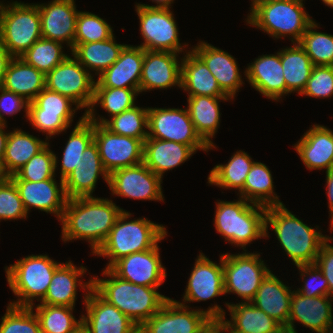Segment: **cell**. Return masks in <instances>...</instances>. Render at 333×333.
Instances as JSON below:
<instances>
[{
	"mask_svg": "<svg viewBox=\"0 0 333 333\" xmlns=\"http://www.w3.org/2000/svg\"><path fill=\"white\" fill-rule=\"evenodd\" d=\"M28 104L29 102L25 100L22 96L5 90L0 86V124L6 125L7 121L4 115L13 116L25 109V116L28 118Z\"/></svg>",
	"mask_w": 333,
	"mask_h": 333,
	"instance_id": "53",
	"label": "cell"
},
{
	"mask_svg": "<svg viewBox=\"0 0 333 333\" xmlns=\"http://www.w3.org/2000/svg\"><path fill=\"white\" fill-rule=\"evenodd\" d=\"M291 47L281 50L283 76L286 82V94L305 89L311 71L314 67L310 57L299 43H292Z\"/></svg>",
	"mask_w": 333,
	"mask_h": 333,
	"instance_id": "39",
	"label": "cell"
},
{
	"mask_svg": "<svg viewBox=\"0 0 333 333\" xmlns=\"http://www.w3.org/2000/svg\"><path fill=\"white\" fill-rule=\"evenodd\" d=\"M311 126L294 149L308 170L328 171L333 167V131L319 124Z\"/></svg>",
	"mask_w": 333,
	"mask_h": 333,
	"instance_id": "29",
	"label": "cell"
},
{
	"mask_svg": "<svg viewBox=\"0 0 333 333\" xmlns=\"http://www.w3.org/2000/svg\"><path fill=\"white\" fill-rule=\"evenodd\" d=\"M326 6H330V8H333V0H322Z\"/></svg>",
	"mask_w": 333,
	"mask_h": 333,
	"instance_id": "63",
	"label": "cell"
},
{
	"mask_svg": "<svg viewBox=\"0 0 333 333\" xmlns=\"http://www.w3.org/2000/svg\"><path fill=\"white\" fill-rule=\"evenodd\" d=\"M162 183V179L142 162L112 172L108 187L118 197L164 201Z\"/></svg>",
	"mask_w": 333,
	"mask_h": 333,
	"instance_id": "16",
	"label": "cell"
},
{
	"mask_svg": "<svg viewBox=\"0 0 333 333\" xmlns=\"http://www.w3.org/2000/svg\"><path fill=\"white\" fill-rule=\"evenodd\" d=\"M84 115L91 123L103 125L114 134L133 137L143 142L148 137V130H146L148 128V108L135 105L111 119H105V117L102 118L99 115L95 117V111H87Z\"/></svg>",
	"mask_w": 333,
	"mask_h": 333,
	"instance_id": "37",
	"label": "cell"
},
{
	"mask_svg": "<svg viewBox=\"0 0 333 333\" xmlns=\"http://www.w3.org/2000/svg\"><path fill=\"white\" fill-rule=\"evenodd\" d=\"M123 209L112 200L96 197L67 199L61 218L62 240L89 242L94 254L104 243Z\"/></svg>",
	"mask_w": 333,
	"mask_h": 333,
	"instance_id": "1",
	"label": "cell"
},
{
	"mask_svg": "<svg viewBox=\"0 0 333 333\" xmlns=\"http://www.w3.org/2000/svg\"><path fill=\"white\" fill-rule=\"evenodd\" d=\"M13 57L8 50L0 42V85L3 82L7 66Z\"/></svg>",
	"mask_w": 333,
	"mask_h": 333,
	"instance_id": "56",
	"label": "cell"
},
{
	"mask_svg": "<svg viewBox=\"0 0 333 333\" xmlns=\"http://www.w3.org/2000/svg\"><path fill=\"white\" fill-rule=\"evenodd\" d=\"M303 286L298 288L297 291L306 297L316 296H329V287L324 274L319 270L315 264L297 265ZM307 276V277H306Z\"/></svg>",
	"mask_w": 333,
	"mask_h": 333,
	"instance_id": "52",
	"label": "cell"
},
{
	"mask_svg": "<svg viewBox=\"0 0 333 333\" xmlns=\"http://www.w3.org/2000/svg\"><path fill=\"white\" fill-rule=\"evenodd\" d=\"M0 86L32 102L45 88V74L28 65L21 57H13Z\"/></svg>",
	"mask_w": 333,
	"mask_h": 333,
	"instance_id": "35",
	"label": "cell"
},
{
	"mask_svg": "<svg viewBox=\"0 0 333 333\" xmlns=\"http://www.w3.org/2000/svg\"><path fill=\"white\" fill-rule=\"evenodd\" d=\"M181 88L188 96L228 97L206 64L190 49L180 58Z\"/></svg>",
	"mask_w": 333,
	"mask_h": 333,
	"instance_id": "33",
	"label": "cell"
},
{
	"mask_svg": "<svg viewBox=\"0 0 333 333\" xmlns=\"http://www.w3.org/2000/svg\"><path fill=\"white\" fill-rule=\"evenodd\" d=\"M27 215L16 185L7 177L0 183V221L25 219Z\"/></svg>",
	"mask_w": 333,
	"mask_h": 333,
	"instance_id": "50",
	"label": "cell"
},
{
	"mask_svg": "<svg viewBox=\"0 0 333 333\" xmlns=\"http://www.w3.org/2000/svg\"><path fill=\"white\" fill-rule=\"evenodd\" d=\"M114 35L111 25L98 15L79 11L74 44L105 41Z\"/></svg>",
	"mask_w": 333,
	"mask_h": 333,
	"instance_id": "48",
	"label": "cell"
},
{
	"mask_svg": "<svg viewBox=\"0 0 333 333\" xmlns=\"http://www.w3.org/2000/svg\"><path fill=\"white\" fill-rule=\"evenodd\" d=\"M332 240L333 237L330 236V238L322 245L314 263L327 280L329 296L331 298H333V246L330 245L329 242Z\"/></svg>",
	"mask_w": 333,
	"mask_h": 333,
	"instance_id": "54",
	"label": "cell"
},
{
	"mask_svg": "<svg viewBox=\"0 0 333 333\" xmlns=\"http://www.w3.org/2000/svg\"><path fill=\"white\" fill-rule=\"evenodd\" d=\"M48 143L47 140H41L21 129L16 128L9 132L2 160V168L6 176L14 175Z\"/></svg>",
	"mask_w": 333,
	"mask_h": 333,
	"instance_id": "38",
	"label": "cell"
},
{
	"mask_svg": "<svg viewBox=\"0 0 333 333\" xmlns=\"http://www.w3.org/2000/svg\"><path fill=\"white\" fill-rule=\"evenodd\" d=\"M93 140L94 123H91L85 118V115H82L74 129H72L66 146L64 147L60 179L64 180L74 167H76L80 161L81 155Z\"/></svg>",
	"mask_w": 333,
	"mask_h": 333,
	"instance_id": "42",
	"label": "cell"
},
{
	"mask_svg": "<svg viewBox=\"0 0 333 333\" xmlns=\"http://www.w3.org/2000/svg\"><path fill=\"white\" fill-rule=\"evenodd\" d=\"M72 333H89L88 330L83 326L80 325L75 331Z\"/></svg>",
	"mask_w": 333,
	"mask_h": 333,
	"instance_id": "61",
	"label": "cell"
},
{
	"mask_svg": "<svg viewBox=\"0 0 333 333\" xmlns=\"http://www.w3.org/2000/svg\"><path fill=\"white\" fill-rule=\"evenodd\" d=\"M99 174L109 184V174L103 167L97 144L93 140L81 155L76 167L63 180L67 199L93 196Z\"/></svg>",
	"mask_w": 333,
	"mask_h": 333,
	"instance_id": "23",
	"label": "cell"
},
{
	"mask_svg": "<svg viewBox=\"0 0 333 333\" xmlns=\"http://www.w3.org/2000/svg\"><path fill=\"white\" fill-rule=\"evenodd\" d=\"M318 28V23L313 21L298 43L314 66H333V35L315 31Z\"/></svg>",
	"mask_w": 333,
	"mask_h": 333,
	"instance_id": "45",
	"label": "cell"
},
{
	"mask_svg": "<svg viewBox=\"0 0 333 333\" xmlns=\"http://www.w3.org/2000/svg\"><path fill=\"white\" fill-rule=\"evenodd\" d=\"M271 171L266 164L254 162L246 176L243 189L239 197L265 207L283 205L279 196L274 192Z\"/></svg>",
	"mask_w": 333,
	"mask_h": 333,
	"instance_id": "40",
	"label": "cell"
},
{
	"mask_svg": "<svg viewBox=\"0 0 333 333\" xmlns=\"http://www.w3.org/2000/svg\"><path fill=\"white\" fill-rule=\"evenodd\" d=\"M86 315L82 325L89 333H132L138 326L116 306L109 304L93 288L84 294Z\"/></svg>",
	"mask_w": 333,
	"mask_h": 333,
	"instance_id": "18",
	"label": "cell"
},
{
	"mask_svg": "<svg viewBox=\"0 0 333 333\" xmlns=\"http://www.w3.org/2000/svg\"><path fill=\"white\" fill-rule=\"evenodd\" d=\"M143 61V48L126 45L119 58L98 76L94 88L139 89Z\"/></svg>",
	"mask_w": 333,
	"mask_h": 333,
	"instance_id": "27",
	"label": "cell"
},
{
	"mask_svg": "<svg viewBox=\"0 0 333 333\" xmlns=\"http://www.w3.org/2000/svg\"><path fill=\"white\" fill-rule=\"evenodd\" d=\"M139 89L131 88H94V97L88 111H94L96 105L101 106L111 118L135 106Z\"/></svg>",
	"mask_w": 333,
	"mask_h": 333,
	"instance_id": "47",
	"label": "cell"
},
{
	"mask_svg": "<svg viewBox=\"0 0 333 333\" xmlns=\"http://www.w3.org/2000/svg\"><path fill=\"white\" fill-rule=\"evenodd\" d=\"M48 255H28L5 267L6 278L16 301L8 304L16 307L34 308L48 291L55 270L61 265Z\"/></svg>",
	"mask_w": 333,
	"mask_h": 333,
	"instance_id": "7",
	"label": "cell"
},
{
	"mask_svg": "<svg viewBox=\"0 0 333 333\" xmlns=\"http://www.w3.org/2000/svg\"><path fill=\"white\" fill-rule=\"evenodd\" d=\"M6 178L7 176L3 171L2 164L0 163V183H2Z\"/></svg>",
	"mask_w": 333,
	"mask_h": 333,
	"instance_id": "62",
	"label": "cell"
},
{
	"mask_svg": "<svg viewBox=\"0 0 333 333\" xmlns=\"http://www.w3.org/2000/svg\"><path fill=\"white\" fill-rule=\"evenodd\" d=\"M70 55L45 75V87L72 100L85 114L90 108L96 80Z\"/></svg>",
	"mask_w": 333,
	"mask_h": 333,
	"instance_id": "12",
	"label": "cell"
},
{
	"mask_svg": "<svg viewBox=\"0 0 333 333\" xmlns=\"http://www.w3.org/2000/svg\"><path fill=\"white\" fill-rule=\"evenodd\" d=\"M270 225V226H269ZM272 228L282 249L295 266L314 264L322 245L330 238L297 218L285 205L269 206L266 209L265 238Z\"/></svg>",
	"mask_w": 333,
	"mask_h": 333,
	"instance_id": "2",
	"label": "cell"
},
{
	"mask_svg": "<svg viewBox=\"0 0 333 333\" xmlns=\"http://www.w3.org/2000/svg\"><path fill=\"white\" fill-rule=\"evenodd\" d=\"M292 292L291 287L270 271L251 302L282 326H287Z\"/></svg>",
	"mask_w": 333,
	"mask_h": 333,
	"instance_id": "32",
	"label": "cell"
},
{
	"mask_svg": "<svg viewBox=\"0 0 333 333\" xmlns=\"http://www.w3.org/2000/svg\"><path fill=\"white\" fill-rule=\"evenodd\" d=\"M34 308L8 304L1 318L0 333H41L40 322Z\"/></svg>",
	"mask_w": 333,
	"mask_h": 333,
	"instance_id": "49",
	"label": "cell"
},
{
	"mask_svg": "<svg viewBox=\"0 0 333 333\" xmlns=\"http://www.w3.org/2000/svg\"><path fill=\"white\" fill-rule=\"evenodd\" d=\"M42 38L37 4L0 2V42L12 57H21Z\"/></svg>",
	"mask_w": 333,
	"mask_h": 333,
	"instance_id": "9",
	"label": "cell"
},
{
	"mask_svg": "<svg viewBox=\"0 0 333 333\" xmlns=\"http://www.w3.org/2000/svg\"><path fill=\"white\" fill-rule=\"evenodd\" d=\"M42 38L74 45L76 19L79 11L74 0H52L38 4Z\"/></svg>",
	"mask_w": 333,
	"mask_h": 333,
	"instance_id": "20",
	"label": "cell"
},
{
	"mask_svg": "<svg viewBox=\"0 0 333 333\" xmlns=\"http://www.w3.org/2000/svg\"><path fill=\"white\" fill-rule=\"evenodd\" d=\"M63 46L64 44L60 42L40 38L21 58L28 65L35 67L46 75L69 56L62 51Z\"/></svg>",
	"mask_w": 333,
	"mask_h": 333,
	"instance_id": "44",
	"label": "cell"
},
{
	"mask_svg": "<svg viewBox=\"0 0 333 333\" xmlns=\"http://www.w3.org/2000/svg\"><path fill=\"white\" fill-rule=\"evenodd\" d=\"M189 309L169 298L140 328L144 333H206L226 315L218 304L207 310Z\"/></svg>",
	"mask_w": 333,
	"mask_h": 333,
	"instance_id": "8",
	"label": "cell"
},
{
	"mask_svg": "<svg viewBox=\"0 0 333 333\" xmlns=\"http://www.w3.org/2000/svg\"><path fill=\"white\" fill-rule=\"evenodd\" d=\"M191 50L206 64L222 92L233 100L244 84L236 59L228 52L202 40Z\"/></svg>",
	"mask_w": 333,
	"mask_h": 333,
	"instance_id": "25",
	"label": "cell"
},
{
	"mask_svg": "<svg viewBox=\"0 0 333 333\" xmlns=\"http://www.w3.org/2000/svg\"><path fill=\"white\" fill-rule=\"evenodd\" d=\"M220 257L217 264L200 252L188 279L183 302L175 301L185 306L188 302L206 301L224 295L223 257Z\"/></svg>",
	"mask_w": 333,
	"mask_h": 333,
	"instance_id": "19",
	"label": "cell"
},
{
	"mask_svg": "<svg viewBox=\"0 0 333 333\" xmlns=\"http://www.w3.org/2000/svg\"><path fill=\"white\" fill-rule=\"evenodd\" d=\"M49 144L50 143L9 178L11 180H25L31 182L55 178V171L59 160L56 154L50 149Z\"/></svg>",
	"mask_w": 333,
	"mask_h": 333,
	"instance_id": "46",
	"label": "cell"
},
{
	"mask_svg": "<svg viewBox=\"0 0 333 333\" xmlns=\"http://www.w3.org/2000/svg\"><path fill=\"white\" fill-rule=\"evenodd\" d=\"M244 76L251 87L268 99L279 101L286 95V82L283 76L281 50L275 55L258 56L250 63Z\"/></svg>",
	"mask_w": 333,
	"mask_h": 333,
	"instance_id": "26",
	"label": "cell"
},
{
	"mask_svg": "<svg viewBox=\"0 0 333 333\" xmlns=\"http://www.w3.org/2000/svg\"><path fill=\"white\" fill-rule=\"evenodd\" d=\"M94 142L109 175L143 162L144 142L140 139L114 134L103 125L94 123Z\"/></svg>",
	"mask_w": 333,
	"mask_h": 333,
	"instance_id": "15",
	"label": "cell"
},
{
	"mask_svg": "<svg viewBox=\"0 0 333 333\" xmlns=\"http://www.w3.org/2000/svg\"><path fill=\"white\" fill-rule=\"evenodd\" d=\"M254 162L247 152L236 151L228 163L219 164L212 168L207 183L223 189L234 188L240 192Z\"/></svg>",
	"mask_w": 333,
	"mask_h": 333,
	"instance_id": "41",
	"label": "cell"
},
{
	"mask_svg": "<svg viewBox=\"0 0 333 333\" xmlns=\"http://www.w3.org/2000/svg\"><path fill=\"white\" fill-rule=\"evenodd\" d=\"M300 95L312 98H329L333 96V66H314L306 87Z\"/></svg>",
	"mask_w": 333,
	"mask_h": 333,
	"instance_id": "51",
	"label": "cell"
},
{
	"mask_svg": "<svg viewBox=\"0 0 333 333\" xmlns=\"http://www.w3.org/2000/svg\"><path fill=\"white\" fill-rule=\"evenodd\" d=\"M179 53L144 50L139 93L153 89L181 88Z\"/></svg>",
	"mask_w": 333,
	"mask_h": 333,
	"instance_id": "22",
	"label": "cell"
},
{
	"mask_svg": "<svg viewBox=\"0 0 333 333\" xmlns=\"http://www.w3.org/2000/svg\"><path fill=\"white\" fill-rule=\"evenodd\" d=\"M88 269L81 265L75 266L72 261L62 263L54 272L51 284L44 299L40 304L59 305L75 307L77 299V287L89 292L92 289V278L88 282H82L83 277Z\"/></svg>",
	"mask_w": 333,
	"mask_h": 333,
	"instance_id": "28",
	"label": "cell"
},
{
	"mask_svg": "<svg viewBox=\"0 0 333 333\" xmlns=\"http://www.w3.org/2000/svg\"><path fill=\"white\" fill-rule=\"evenodd\" d=\"M272 333H295L292 329H290L288 326H281L279 329H277L275 332Z\"/></svg>",
	"mask_w": 333,
	"mask_h": 333,
	"instance_id": "60",
	"label": "cell"
},
{
	"mask_svg": "<svg viewBox=\"0 0 333 333\" xmlns=\"http://www.w3.org/2000/svg\"><path fill=\"white\" fill-rule=\"evenodd\" d=\"M231 319L223 317L217 324L226 333H272L282 325L252 302L225 303Z\"/></svg>",
	"mask_w": 333,
	"mask_h": 333,
	"instance_id": "30",
	"label": "cell"
},
{
	"mask_svg": "<svg viewBox=\"0 0 333 333\" xmlns=\"http://www.w3.org/2000/svg\"><path fill=\"white\" fill-rule=\"evenodd\" d=\"M132 333H144L143 332V330L140 328V327H138L134 332H132Z\"/></svg>",
	"mask_w": 333,
	"mask_h": 333,
	"instance_id": "65",
	"label": "cell"
},
{
	"mask_svg": "<svg viewBox=\"0 0 333 333\" xmlns=\"http://www.w3.org/2000/svg\"><path fill=\"white\" fill-rule=\"evenodd\" d=\"M277 1H288V2L303 3V0H277Z\"/></svg>",
	"mask_w": 333,
	"mask_h": 333,
	"instance_id": "64",
	"label": "cell"
},
{
	"mask_svg": "<svg viewBox=\"0 0 333 333\" xmlns=\"http://www.w3.org/2000/svg\"><path fill=\"white\" fill-rule=\"evenodd\" d=\"M214 225L225 241L246 251V245L265 237L267 207L239 197L236 201L216 202Z\"/></svg>",
	"mask_w": 333,
	"mask_h": 333,
	"instance_id": "5",
	"label": "cell"
},
{
	"mask_svg": "<svg viewBox=\"0 0 333 333\" xmlns=\"http://www.w3.org/2000/svg\"><path fill=\"white\" fill-rule=\"evenodd\" d=\"M119 278L137 285L160 287L167 276L158 243L151 249L132 253L109 268Z\"/></svg>",
	"mask_w": 333,
	"mask_h": 333,
	"instance_id": "17",
	"label": "cell"
},
{
	"mask_svg": "<svg viewBox=\"0 0 333 333\" xmlns=\"http://www.w3.org/2000/svg\"><path fill=\"white\" fill-rule=\"evenodd\" d=\"M326 193L328 197V208L330 216V231L333 230V167L326 171Z\"/></svg>",
	"mask_w": 333,
	"mask_h": 333,
	"instance_id": "55",
	"label": "cell"
},
{
	"mask_svg": "<svg viewBox=\"0 0 333 333\" xmlns=\"http://www.w3.org/2000/svg\"><path fill=\"white\" fill-rule=\"evenodd\" d=\"M252 6L246 22L266 32L272 38L289 35L292 43H298L307 27L314 21L305 11L304 3L251 0Z\"/></svg>",
	"mask_w": 333,
	"mask_h": 333,
	"instance_id": "6",
	"label": "cell"
},
{
	"mask_svg": "<svg viewBox=\"0 0 333 333\" xmlns=\"http://www.w3.org/2000/svg\"><path fill=\"white\" fill-rule=\"evenodd\" d=\"M105 279L93 276L92 288L109 304L116 306L138 327L156 314L169 299L158 291V287L137 285L116 276L110 269H104ZM107 277L109 279H107Z\"/></svg>",
	"mask_w": 333,
	"mask_h": 333,
	"instance_id": "3",
	"label": "cell"
},
{
	"mask_svg": "<svg viewBox=\"0 0 333 333\" xmlns=\"http://www.w3.org/2000/svg\"><path fill=\"white\" fill-rule=\"evenodd\" d=\"M7 128L6 125L0 124V163L2 164V160L5 155V148L8 140L9 132L7 133L4 129Z\"/></svg>",
	"mask_w": 333,
	"mask_h": 333,
	"instance_id": "57",
	"label": "cell"
},
{
	"mask_svg": "<svg viewBox=\"0 0 333 333\" xmlns=\"http://www.w3.org/2000/svg\"><path fill=\"white\" fill-rule=\"evenodd\" d=\"M223 273L225 294L233 293L241 297L242 302H251L262 280L271 271L260 253H223Z\"/></svg>",
	"mask_w": 333,
	"mask_h": 333,
	"instance_id": "10",
	"label": "cell"
},
{
	"mask_svg": "<svg viewBox=\"0 0 333 333\" xmlns=\"http://www.w3.org/2000/svg\"><path fill=\"white\" fill-rule=\"evenodd\" d=\"M12 181L18 189L27 213L30 209L36 208L46 213H52L59 221L61 220L67 202L62 179H60V185L57 184L56 178L39 182Z\"/></svg>",
	"mask_w": 333,
	"mask_h": 333,
	"instance_id": "24",
	"label": "cell"
},
{
	"mask_svg": "<svg viewBox=\"0 0 333 333\" xmlns=\"http://www.w3.org/2000/svg\"><path fill=\"white\" fill-rule=\"evenodd\" d=\"M74 307L38 304L34 313L40 322L41 333H72L80 325L82 318L73 316Z\"/></svg>",
	"mask_w": 333,
	"mask_h": 333,
	"instance_id": "43",
	"label": "cell"
},
{
	"mask_svg": "<svg viewBox=\"0 0 333 333\" xmlns=\"http://www.w3.org/2000/svg\"><path fill=\"white\" fill-rule=\"evenodd\" d=\"M332 299L329 296L306 297L292 292L287 326L295 333V321L316 333H333Z\"/></svg>",
	"mask_w": 333,
	"mask_h": 333,
	"instance_id": "21",
	"label": "cell"
},
{
	"mask_svg": "<svg viewBox=\"0 0 333 333\" xmlns=\"http://www.w3.org/2000/svg\"><path fill=\"white\" fill-rule=\"evenodd\" d=\"M114 37L105 41L74 44L71 54L89 72L96 71L95 75L99 76L119 58L127 45L118 44Z\"/></svg>",
	"mask_w": 333,
	"mask_h": 333,
	"instance_id": "36",
	"label": "cell"
},
{
	"mask_svg": "<svg viewBox=\"0 0 333 333\" xmlns=\"http://www.w3.org/2000/svg\"><path fill=\"white\" fill-rule=\"evenodd\" d=\"M148 137L189 145L208 152L209 146L196 133L188 110L179 108L148 107Z\"/></svg>",
	"mask_w": 333,
	"mask_h": 333,
	"instance_id": "13",
	"label": "cell"
},
{
	"mask_svg": "<svg viewBox=\"0 0 333 333\" xmlns=\"http://www.w3.org/2000/svg\"><path fill=\"white\" fill-rule=\"evenodd\" d=\"M72 105H75V108H72ZM79 109L68 97L45 87L32 102H29L27 119L39 132L49 135H46L48 140L67 131L73 122L75 112Z\"/></svg>",
	"mask_w": 333,
	"mask_h": 333,
	"instance_id": "14",
	"label": "cell"
},
{
	"mask_svg": "<svg viewBox=\"0 0 333 333\" xmlns=\"http://www.w3.org/2000/svg\"><path fill=\"white\" fill-rule=\"evenodd\" d=\"M139 19L140 33L144 42L139 46L149 51H169L185 53L186 47L181 45L178 26L170 8L146 7L135 5Z\"/></svg>",
	"mask_w": 333,
	"mask_h": 333,
	"instance_id": "11",
	"label": "cell"
},
{
	"mask_svg": "<svg viewBox=\"0 0 333 333\" xmlns=\"http://www.w3.org/2000/svg\"><path fill=\"white\" fill-rule=\"evenodd\" d=\"M187 110L193 122L196 133L209 146V149L217 148L212 142L220 126L221 100H232L230 97L188 96Z\"/></svg>",
	"mask_w": 333,
	"mask_h": 333,
	"instance_id": "34",
	"label": "cell"
},
{
	"mask_svg": "<svg viewBox=\"0 0 333 333\" xmlns=\"http://www.w3.org/2000/svg\"><path fill=\"white\" fill-rule=\"evenodd\" d=\"M195 153L186 144L147 138L144 141L143 163L162 179L166 171L188 161Z\"/></svg>",
	"mask_w": 333,
	"mask_h": 333,
	"instance_id": "31",
	"label": "cell"
},
{
	"mask_svg": "<svg viewBox=\"0 0 333 333\" xmlns=\"http://www.w3.org/2000/svg\"><path fill=\"white\" fill-rule=\"evenodd\" d=\"M206 333H226L217 323Z\"/></svg>",
	"mask_w": 333,
	"mask_h": 333,
	"instance_id": "59",
	"label": "cell"
},
{
	"mask_svg": "<svg viewBox=\"0 0 333 333\" xmlns=\"http://www.w3.org/2000/svg\"><path fill=\"white\" fill-rule=\"evenodd\" d=\"M129 218L131 213L123 210L104 243L93 254L110 260L105 269L125 256L153 248L167 237L168 232L162 224H156L145 217L134 220Z\"/></svg>",
	"mask_w": 333,
	"mask_h": 333,
	"instance_id": "4",
	"label": "cell"
},
{
	"mask_svg": "<svg viewBox=\"0 0 333 333\" xmlns=\"http://www.w3.org/2000/svg\"><path fill=\"white\" fill-rule=\"evenodd\" d=\"M154 3H157L156 5H148V4H140L136 3L138 5L146 6V7H160V8H171V4L174 2V0H151Z\"/></svg>",
	"mask_w": 333,
	"mask_h": 333,
	"instance_id": "58",
	"label": "cell"
}]
</instances>
